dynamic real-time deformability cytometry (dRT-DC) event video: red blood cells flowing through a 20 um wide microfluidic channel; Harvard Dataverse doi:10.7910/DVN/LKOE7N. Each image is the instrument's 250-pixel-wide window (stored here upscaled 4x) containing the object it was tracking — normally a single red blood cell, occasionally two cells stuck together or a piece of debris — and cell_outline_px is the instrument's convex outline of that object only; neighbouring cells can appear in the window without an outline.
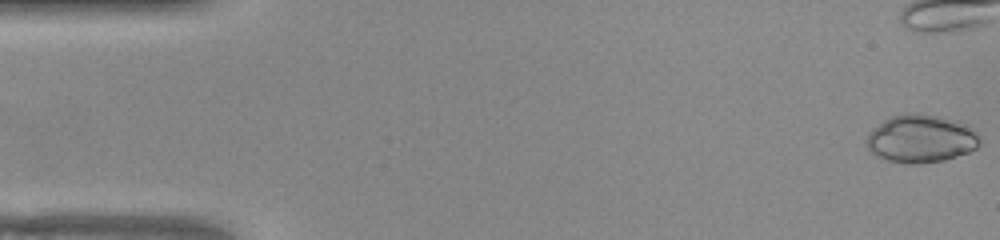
{"species": "common noctule bat (a hibernating species)", "species_latin": "Nyctalus noctula", "temperature_condition": "warm", "stored_images_in_passage": 40, "camera_frame_rate_fps": 3000, "um_per_image_px": 0.085, "animal": {"sex": "female", "body_mass_g": 22.0, "forearm_length_mm": 56.7}, "frame": {"image": 1, "passage_image": 1, "time_ms": 0.0, "image_size_px": [1000, 240], "cell_outline_px": [[980, 144], [976, 148], [968, 152], [944, 160], [916, 164], [904, 164], [884, 160], [876, 156], [868, 148], [864, 140], [868, 132], [872, 128], [884, 120], [892, 116], [912, 112], [940, 116], [956, 120], [972, 132], [980, 140]], "centroid_in_image_um": [78.18, 11.8], "position_along_channel_um": 6.8, "area_um2": 31.56}}